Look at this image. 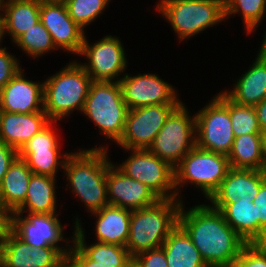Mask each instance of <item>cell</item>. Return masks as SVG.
<instances>
[{"mask_svg": "<svg viewBox=\"0 0 266 267\" xmlns=\"http://www.w3.org/2000/svg\"><path fill=\"white\" fill-rule=\"evenodd\" d=\"M178 225L187 233L208 267H232L247 242L210 205H195L184 210Z\"/></svg>", "mask_w": 266, "mask_h": 267, "instance_id": "obj_1", "label": "cell"}, {"mask_svg": "<svg viewBox=\"0 0 266 267\" xmlns=\"http://www.w3.org/2000/svg\"><path fill=\"white\" fill-rule=\"evenodd\" d=\"M107 148L96 147L69 153L63 167L74 194L92 213L109 205L107 194Z\"/></svg>", "mask_w": 266, "mask_h": 267, "instance_id": "obj_2", "label": "cell"}, {"mask_svg": "<svg viewBox=\"0 0 266 267\" xmlns=\"http://www.w3.org/2000/svg\"><path fill=\"white\" fill-rule=\"evenodd\" d=\"M182 203L179 198L160 199L151 206L131 211L129 237L125 247L132 258L162 246L178 225Z\"/></svg>", "mask_w": 266, "mask_h": 267, "instance_id": "obj_3", "label": "cell"}, {"mask_svg": "<svg viewBox=\"0 0 266 267\" xmlns=\"http://www.w3.org/2000/svg\"><path fill=\"white\" fill-rule=\"evenodd\" d=\"M92 79L84 68L73 61L44 84V112L51 121H58L75 109L82 110Z\"/></svg>", "mask_w": 266, "mask_h": 267, "instance_id": "obj_4", "label": "cell"}, {"mask_svg": "<svg viewBox=\"0 0 266 267\" xmlns=\"http://www.w3.org/2000/svg\"><path fill=\"white\" fill-rule=\"evenodd\" d=\"M128 110L120 82L92 81L82 112L98 126L102 135L117 143L122 137Z\"/></svg>", "mask_w": 266, "mask_h": 267, "instance_id": "obj_5", "label": "cell"}, {"mask_svg": "<svg viewBox=\"0 0 266 267\" xmlns=\"http://www.w3.org/2000/svg\"><path fill=\"white\" fill-rule=\"evenodd\" d=\"M156 9L170 22L179 40L193 37L225 19L224 0H161Z\"/></svg>", "mask_w": 266, "mask_h": 267, "instance_id": "obj_6", "label": "cell"}, {"mask_svg": "<svg viewBox=\"0 0 266 267\" xmlns=\"http://www.w3.org/2000/svg\"><path fill=\"white\" fill-rule=\"evenodd\" d=\"M229 169L230 164L227 155L195 146L174 168L177 198L179 196L177 187L191 182L196 188H201L205 197L209 199L219 188Z\"/></svg>", "mask_w": 266, "mask_h": 267, "instance_id": "obj_7", "label": "cell"}, {"mask_svg": "<svg viewBox=\"0 0 266 267\" xmlns=\"http://www.w3.org/2000/svg\"><path fill=\"white\" fill-rule=\"evenodd\" d=\"M181 102L165 120L148 150L175 168L196 146V115Z\"/></svg>", "mask_w": 266, "mask_h": 267, "instance_id": "obj_8", "label": "cell"}, {"mask_svg": "<svg viewBox=\"0 0 266 267\" xmlns=\"http://www.w3.org/2000/svg\"><path fill=\"white\" fill-rule=\"evenodd\" d=\"M214 96L196 115V146L227 155L235 136L229 112V97L223 92Z\"/></svg>", "mask_w": 266, "mask_h": 267, "instance_id": "obj_9", "label": "cell"}, {"mask_svg": "<svg viewBox=\"0 0 266 267\" xmlns=\"http://www.w3.org/2000/svg\"><path fill=\"white\" fill-rule=\"evenodd\" d=\"M129 151L132 153L127 160L116 166L119 170L126 176L147 185L160 199H178L173 167L148 149H129Z\"/></svg>", "mask_w": 266, "mask_h": 267, "instance_id": "obj_10", "label": "cell"}, {"mask_svg": "<svg viewBox=\"0 0 266 267\" xmlns=\"http://www.w3.org/2000/svg\"><path fill=\"white\" fill-rule=\"evenodd\" d=\"M176 106L157 104L129 109L122 137L117 144L127 151L148 149Z\"/></svg>", "mask_w": 266, "mask_h": 267, "instance_id": "obj_11", "label": "cell"}, {"mask_svg": "<svg viewBox=\"0 0 266 267\" xmlns=\"http://www.w3.org/2000/svg\"><path fill=\"white\" fill-rule=\"evenodd\" d=\"M122 42L111 35L97 43L89 44L86 36L80 56H86L89 62L81 63L92 81H114L127 68V60Z\"/></svg>", "mask_w": 266, "mask_h": 267, "instance_id": "obj_12", "label": "cell"}, {"mask_svg": "<svg viewBox=\"0 0 266 267\" xmlns=\"http://www.w3.org/2000/svg\"><path fill=\"white\" fill-rule=\"evenodd\" d=\"M57 216L56 214L28 213L27 217H23L20 214H11L7 217V226L32 248L52 246L66 257L71 247L65 249L58 245V242L64 240V236L63 227Z\"/></svg>", "mask_w": 266, "mask_h": 267, "instance_id": "obj_13", "label": "cell"}, {"mask_svg": "<svg viewBox=\"0 0 266 267\" xmlns=\"http://www.w3.org/2000/svg\"><path fill=\"white\" fill-rule=\"evenodd\" d=\"M64 258L52 246L32 248L7 225L0 236V265L3 267H56Z\"/></svg>", "mask_w": 266, "mask_h": 267, "instance_id": "obj_14", "label": "cell"}, {"mask_svg": "<svg viewBox=\"0 0 266 267\" xmlns=\"http://www.w3.org/2000/svg\"><path fill=\"white\" fill-rule=\"evenodd\" d=\"M120 82L123 99L128 109L149 105H179L175 88L159 78L156 74H140L130 76L125 74Z\"/></svg>", "mask_w": 266, "mask_h": 267, "instance_id": "obj_15", "label": "cell"}, {"mask_svg": "<svg viewBox=\"0 0 266 267\" xmlns=\"http://www.w3.org/2000/svg\"><path fill=\"white\" fill-rule=\"evenodd\" d=\"M51 121L38 134H35L18 152L33 174L56 177L58 166L64 167L68 153L59 155V139ZM53 126V127H52ZM59 158V157H62ZM61 159V160H59Z\"/></svg>", "mask_w": 266, "mask_h": 267, "instance_id": "obj_16", "label": "cell"}, {"mask_svg": "<svg viewBox=\"0 0 266 267\" xmlns=\"http://www.w3.org/2000/svg\"><path fill=\"white\" fill-rule=\"evenodd\" d=\"M40 21L50 33L56 48L80 54L85 31L69 16L65 2H41Z\"/></svg>", "mask_w": 266, "mask_h": 267, "instance_id": "obj_17", "label": "cell"}, {"mask_svg": "<svg viewBox=\"0 0 266 267\" xmlns=\"http://www.w3.org/2000/svg\"><path fill=\"white\" fill-rule=\"evenodd\" d=\"M106 182L109 205L135 210L160 200L151 188L126 176L112 162L108 165Z\"/></svg>", "mask_w": 266, "mask_h": 267, "instance_id": "obj_18", "label": "cell"}, {"mask_svg": "<svg viewBox=\"0 0 266 267\" xmlns=\"http://www.w3.org/2000/svg\"><path fill=\"white\" fill-rule=\"evenodd\" d=\"M44 110V84L24 78L22 69L0 90V111L34 113Z\"/></svg>", "mask_w": 266, "mask_h": 267, "instance_id": "obj_19", "label": "cell"}, {"mask_svg": "<svg viewBox=\"0 0 266 267\" xmlns=\"http://www.w3.org/2000/svg\"><path fill=\"white\" fill-rule=\"evenodd\" d=\"M50 122L44 110L28 114L0 111V141L19 152Z\"/></svg>", "mask_w": 266, "mask_h": 267, "instance_id": "obj_20", "label": "cell"}, {"mask_svg": "<svg viewBox=\"0 0 266 267\" xmlns=\"http://www.w3.org/2000/svg\"><path fill=\"white\" fill-rule=\"evenodd\" d=\"M266 181L265 170L230 168L219 188L208 199L211 203H236L239 198L255 199Z\"/></svg>", "mask_w": 266, "mask_h": 267, "instance_id": "obj_21", "label": "cell"}, {"mask_svg": "<svg viewBox=\"0 0 266 267\" xmlns=\"http://www.w3.org/2000/svg\"><path fill=\"white\" fill-rule=\"evenodd\" d=\"M253 65L224 93L235 103L256 106L266 98V43L263 41Z\"/></svg>", "mask_w": 266, "mask_h": 267, "instance_id": "obj_22", "label": "cell"}, {"mask_svg": "<svg viewBox=\"0 0 266 267\" xmlns=\"http://www.w3.org/2000/svg\"><path fill=\"white\" fill-rule=\"evenodd\" d=\"M219 210L224 220L247 243H260V217L258 206L253 199L239 198L236 203H212Z\"/></svg>", "mask_w": 266, "mask_h": 267, "instance_id": "obj_23", "label": "cell"}, {"mask_svg": "<svg viewBox=\"0 0 266 267\" xmlns=\"http://www.w3.org/2000/svg\"><path fill=\"white\" fill-rule=\"evenodd\" d=\"M33 172L19 156L0 183V211L8 217L24 202Z\"/></svg>", "mask_w": 266, "mask_h": 267, "instance_id": "obj_24", "label": "cell"}, {"mask_svg": "<svg viewBox=\"0 0 266 267\" xmlns=\"http://www.w3.org/2000/svg\"><path fill=\"white\" fill-rule=\"evenodd\" d=\"M130 209L107 205L94 212L96 216L97 242L117 244L125 247L130 228Z\"/></svg>", "mask_w": 266, "mask_h": 267, "instance_id": "obj_25", "label": "cell"}, {"mask_svg": "<svg viewBox=\"0 0 266 267\" xmlns=\"http://www.w3.org/2000/svg\"><path fill=\"white\" fill-rule=\"evenodd\" d=\"M40 0L3 1V34L15 42L23 33L40 21Z\"/></svg>", "mask_w": 266, "mask_h": 267, "instance_id": "obj_26", "label": "cell"}, {"mask_svg": "<svg viewBox=\"0 0 266 267\" xmlns=\"http://www.w3.org/2000/svg\"><path fill=\"white\" fill-rule=\"evenodd\" d=\"M75 221L73 242L90 260L102 267H126L132 262L126 247L101 242L87 246L82 225L78 218Z\"/></svg>", "mask_w": 266, "mask_h": 267, "instance_id": "obj_27", "label": "cell"}, {"mask_svg": "<svg viewBox=\"0 0 266 267\" xmlns=\"http://www.w3.org/2000/svg\"><path fill=\"white\" fill-rule=\"evenodd\" d=\"M55 178L48 175L32 174L26 198L23 204L12 214L23 215L25 209H28V213L55 214Z\"/></svg>", "mask_w": 266, "mask_h": 267, "instance_id": "obj_28", "label": "cell"}, {"mask_svg": "<svg viewBox=\"0 0 266 267\" xmlns=\"http://www.w3.org/2000/svg\"><path fill=\"white\" fill-rule=\"evenodd\" d=\"M168 267H208L187 233L179 226L162 244Z\"/></svg>", "mask_w": 266, "mask_h": 267, "instance_id": "obj_29", "label": "cell"}, {"mask_svg": "<svg viewBox=\"0 0 266 267\" xmlns=\"http://www.w3.org/2000/svg\"><path fill=\"white\" fill-rule=\"evenodd\" d=\"M227 157L232 169L265 170L261 133L235 137Z\"/></svg>", "mask_w": 266, "mask_h": 267, "instance_id": "obj_30", "label": "cell"}, {"mask_svg": "<svg viewBox=\"0 0 266 267\" xmlns=\"http://www.w3.org/2000/svg\"><path fill=\"white\" fill-rule=\"evenodd\" d=\"M242 13L247 33L251 34L265 17L266 0H224L225 19L232 14Z\"/></svg>", "mask_w": 266, "mask_h": 267, "instance_id": "obj_31", "label": "cell"}, {"mask_svg": "<svg viewBox=\"0 0 266 267\" xmlns=\"http://www.w3.org/2000/svg\"><path fill=\"white\" fill-rule=\"evenodd\" d=\"M14 43L33 58L57 49L52 37L41 21L23 33ZM42 54V55H41Z\"/></svg>", "mask_w": 266, "mask_h": 267, "instance_id": "obj_32", "label": "cell"}, {"mask_svg": "<svg viewBox=\"0 0 266 267\" xmlns=\"http://www.w3.org/2000/svg\"><path fill=\"white\" fill-rule=\"evenodd\" d=\"M229 112L235 137L244 134L262 133L254 106L240 105L229 98Z\"/></svg>", "mask_w": 266, "mask_h": 267, "instance_id": "obj_33", "label": "cell"}, {"mask_svg": "<svg viewBox=\"0 0 266 267\" xmlns=\"http://www.w3.org/2000/svg\"><path fill=\"white\" fill-rule=\"evenodd\" d=\"M110 0H65L69 16L82 29L105 10Z\"/></svg>", "mask_w": 266, "mask_h": 267, "instance_id": "obj_34", "label": "cell"}, {"mask_svg": "<svg viewBox=\"0 0 266 267\" xmlns=\"http://www.w3.org/2000/svg\"><path fill=\"white\" fill-rule=\"evenodd\" d=\"M232 267H266V243H247Z\"/></svg>", "mask_w": 266, "mask_h": 267, "instance_id": "obj_35", "label": "cell"}, {"mask_svg": "<svg viewBox=\"0 0 266 267\" xmlns=\"http://www.w3.org/2000/svg\"><path fill=\"white\" fill-rule=\"evenodd\" d=\"M1 46V45H0ZM21 70L19 61L0 47V90Z\"/></svg>", "mask_w": 266, "mask_h": 267, "instance_id": "obj_36", "label": "cell"}, {"mask_svg": "<svg viewBox=\"0 0 266 267\" xmlns=\"http://www.w3.org/2000/svg\"><path fill=\"white\" fill-rule=\"evenodd\" d=\"M137 267H168L163 247L152 248L132 258Z\"/></svg>", "mask_w": 266, "mask_h": 267, "instance_id": "obj_37", "label": "cell"}, {"mask_svg": "<svg viewBox=\"0 0 266 267\" xmlns=\"http://www.w3.org/2000/svg\"><path fill=\"white\" fill-rule=\"evenodd\" d=\"M253 203L258 206L260 217V243H266V181L260 186Z\"/></svg>", "mask_w": 266, "mask_h": 267, "instance_id": "obj_38", "label": "cell"}, {"mask_svg": "<svg viewBox=\"0 0 266 267\" xmlns=\"http://www.w3.org/2000/svg\"><path fill=\"white\" fill-rule=\"evenodd\" d=\"M19 156L18 151L0 141V183L7 173L10 165Z\"/></svg>", "mask_w": 266, "mask_h": 267, "instance_id": "obj_39", "label": "cell"}, {"mask_svg": "<svg viewBox=\"0 0 266 267\" xmlns=\"http://www.w3.org/2000/svg\"><path fill=\"white\" fill-rule=\"evenodd\" d=\"M69 254L67 255L77 267H102L97 262L90 260L74 243H72Z\"/></svg>", "mask_w": 266, "mask_h": 267, "instance_id": "obj_40", "label": "cell"}, {"mask_svg": "<svg viewBox=\"0 0 266 267\" xmlns=\"http://www.w3.org/2000/svg\"><path fill=\"white\" fill-rule=\"evenodd\" d=\"M254 108L257 114L259 127L263 132L266 130V98L258 105L254 106Z\"/></svg>", "mask_w": 266, "mask_h": 267, "instance_id": "obj_41", "label": "cell"}, {"mask_svg": "<svg viewBox=\"0 0 266 267\" xmlns=\"http://www.w3.org/2000/svg\"><path fill=\"white\" fill-rule=\"evenodd\" d=\"M56 267H77V265L66 256Z\"/></svg>", "mask_w": 266, "mask_h": 267, "instance_id": "obj_42", "label": "cell"}, {"mask_svg": "<svg viewBox=\"0 0 266 267\" xmlns=\"http://www.w3.org/2000/svg\"><path fill=\"white\" fill-rule=\"evenodd\" d=\"M262 136V155L265 164V171H266V130L261 133Z\"/></svg>", "mask_w": 266, "mask_h": 267, "instance_id": "obj_43", "label": "cell"}, {"mask_svg": "<svg viewBox=\"0 0 266 267\" xmlns=\"http://www.w3.org/2000/svg\"><path fill=\"white\" fill-rule=\"evenodd\" d=\"M7 225V217L0 211V232L3 231Z\"/></svg>", "mask_w": 266, "mask_h": 267, "instance_id": "obj_44", "label": "cell"}, {"mask_svg": "<svg viewBox=\"0 0 266 267\" xmlns=\"http://www.w3.org/2000/svg\"><path fill=\"white\" fill-rule=\"evenodd\" d=\"M3 35V15L0 12V42H2L1 39L3 38Z\"/></svg>", "mask_w": 266, "mask_h": 267, "instance_id": "obj_45", "label": "cell"}, {"mask_svg": "<svg viewBox=\"0 0 266 267\" xmlns=\"http://www.w3.org/2000/svg\"><path fill=\"white\" fill-rule=\"evenodd\" d=\"M41 2H65V0H40Z\"/></svg>", "mask_w": 266, "mask_h": 267, "instance_id": "obj_46", "label": "cell"}, {"mask_svg": "<svg viewBox=\"0 0 266 267\" xmlns=\"http://www.w3.org/2000/svg\"><path fill=\"white\" fill-rule=\"evenodd\" d=\"M126 267H137V266H136L135 263L132 261V262L129 263Z\"/></svg>", "mask_w": 266, "mask_h": 267, "instance_id": "obj_47", "label": "cell"}, {"mask_svg": "<svg viewBox=\"0 0 266 267\" xmlns=\"http://www.w3.org/2000/svg\"><path fill=\"white\" fill-rule=\"evenodd\" d=\"M3 1L4 0H0V12L2 11V8H3Z\"/></svg>", "mask_w": 266, "mask_h": 267, "instance_id": "obj_48", "label": "cell"}, {"mask_svg": "<svg viewBox=\"0 0 266 267\" xmlns=\"http://www.w3.org/2000/svg\"><path fill=\"white\" fill-rule=\"evenodd\" d=\"M263 37H264L263 41L266 43V32H265V35Z\"/></svg>", "mask_w": 266, "mask_h": 267, "instance_id": "obj_49", "label": "cell"}]
</instances>
